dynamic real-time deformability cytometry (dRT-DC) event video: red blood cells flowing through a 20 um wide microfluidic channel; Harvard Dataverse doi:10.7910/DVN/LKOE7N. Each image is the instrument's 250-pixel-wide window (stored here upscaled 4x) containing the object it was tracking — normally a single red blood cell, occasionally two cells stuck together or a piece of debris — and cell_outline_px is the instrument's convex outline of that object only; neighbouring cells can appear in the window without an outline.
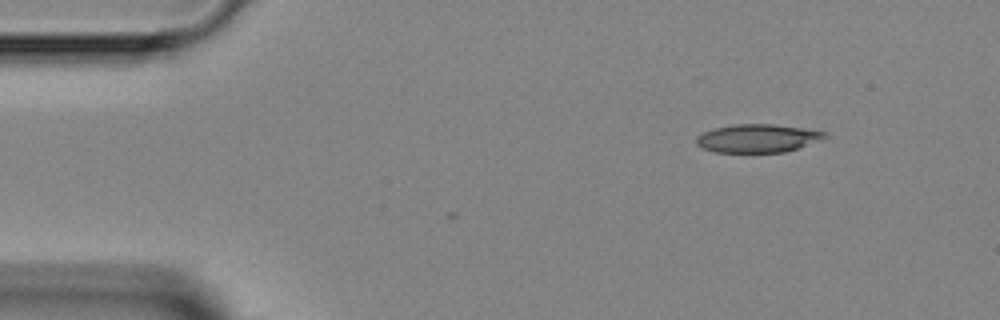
{"species": "Egyptian fruit bat (a non-hibernating species)", "species_latin": "Rousettus aegyptiacus", "temperature_condition": "room temperature", "stored_images_in_passage": 2, "camera_frame_rate_fps": 3000, "um_per_image_px": 0.085, "animal": {"sex": "female"}, "frame": {"image": 1, "passage_image": 1, "time_ms": 0.0, "image_size_px": [1000, 320], "cell_outline_px": [[828, 136], [824, 140], [784, 152], [716, 152], [704, 148], [696, 144], [696, 136], [704, 132], [716, 128], [732, 124], [772, 124], [800, 128], [824, 132]], "centroid_in_image_um": [64.41, 11.76], "position_along_channel_um": 20.6, "area_um2": 20.98}}